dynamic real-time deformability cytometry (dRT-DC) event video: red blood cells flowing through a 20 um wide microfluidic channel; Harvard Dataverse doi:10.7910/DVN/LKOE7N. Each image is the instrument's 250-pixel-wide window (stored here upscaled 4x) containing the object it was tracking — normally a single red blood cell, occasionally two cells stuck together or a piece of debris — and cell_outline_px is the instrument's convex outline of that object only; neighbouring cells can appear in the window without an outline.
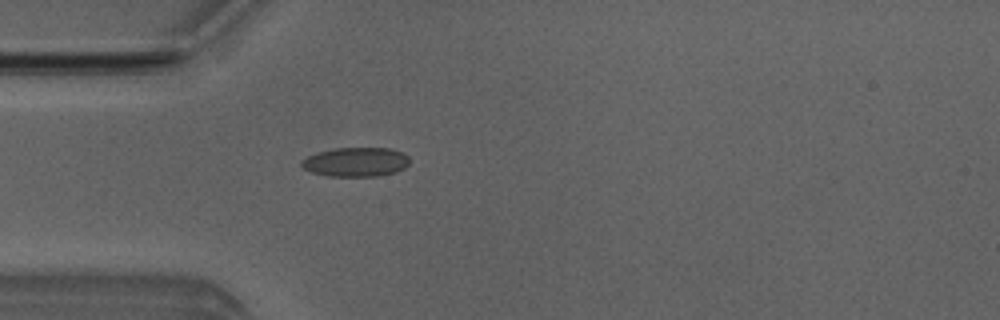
{"species": "Egyptian fruit bat (a non-hibernating species)", "species_latin": "Rousettus aegyptiacus", "temperature_condition": "room temperature", "stored_images_in_passage": 3, "camera_frame_rate_fps": 3000, "um_per_image_px": 0.085, "animal": {"sex": "male"}, "frame": {"image": 1, "passage_image": 3, "time_ms": 2.333, "image_size_px": [1000, 320], "cell_outline_px": [[408, 164], [404, 168], [396, 172], [376, 176], [328, 176], [312, 172], [304, 168], [300, 164], [300, 160], [316, 152], [332, 148], [388, 148], [400, 152], [408, 156]], "centroid_in_image_um": [30.2, 13.76], "position_along_channel_um": 54.8, "area_um2": 18.38}}